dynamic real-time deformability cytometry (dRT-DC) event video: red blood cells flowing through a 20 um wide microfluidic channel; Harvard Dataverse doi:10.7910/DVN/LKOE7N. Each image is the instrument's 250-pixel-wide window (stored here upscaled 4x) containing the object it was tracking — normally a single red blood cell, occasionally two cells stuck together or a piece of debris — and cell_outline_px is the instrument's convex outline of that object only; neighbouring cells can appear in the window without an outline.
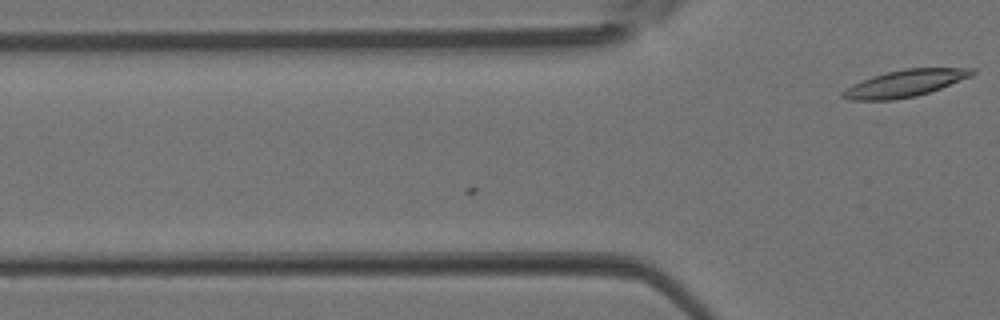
{"species": "Egyptian fruit bat (a non-hibernating species)", "species_latin": "Rousettus aegyptiacus", "temperature_condition": "room temperature", "stored_images_in_passage": 3, "camera_frame_rate_fps": 3000, "um_per_image_px": 0.085, "animal": {"sex": "female"}, "frame": {"image": 1, "passage_image": 3, "time_ms": 0.667, "image_size_px": [1000, 320], "cell_outline_px": [[976, 72], [972, 76], [940, 88], [916, 96], [892, 100], [848, 100], [840, 96], [840, 92], [852, 84], [872, 76], [904, 68], [976, 68]], "centroid_in_image_um": [76.9, 7.08], "position_along_channel_um": 48.9, "area_um2": 20.29}}